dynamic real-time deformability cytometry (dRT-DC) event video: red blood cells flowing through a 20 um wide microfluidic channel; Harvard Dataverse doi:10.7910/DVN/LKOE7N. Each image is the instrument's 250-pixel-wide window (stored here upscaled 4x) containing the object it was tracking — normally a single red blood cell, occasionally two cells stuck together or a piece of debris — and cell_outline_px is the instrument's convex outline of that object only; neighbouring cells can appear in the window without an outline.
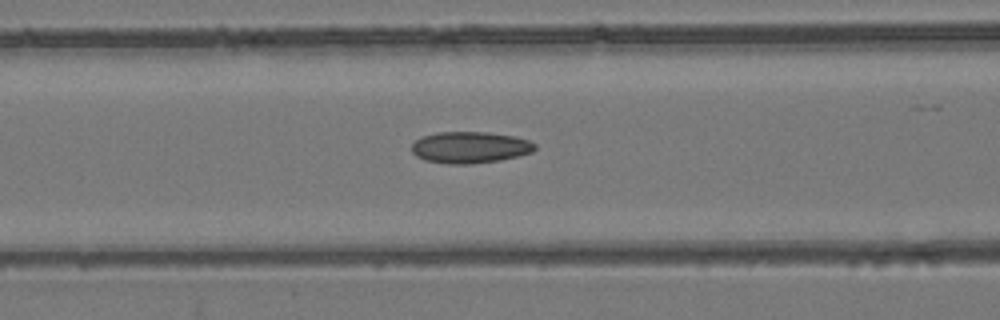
{"species": "common noctule bat (a hibernating species)", "species_latin": "Nyctalus noctula", "temperature_condition": "room temperature", "stored_images_in_passage": 54, "camera_frame_rate_fps": 3000, "um_per_image_px": 0.085, "animal": {"sex": "female", "body_mass_g": 24.6, "forearm_length_mm": 56.2}, "frame": {"image": 1, "passage_image": 23, "time_ms": 7.333, "image_size_px": [1000, 320], "cell_outline_px": [[536, 148], [532, 152], [500, 160], [472, 164], [448, 164], [424, 160], [416, 156], [412, 152], [412, 144], [420, 136], [436, 132], [488, 132], [516, 136], [528, 140], [536, 144]], "centroid_in_image_um": [39.93, 12.52], "position_along_channel_um": 126.7, "area_um2": 22.83}}
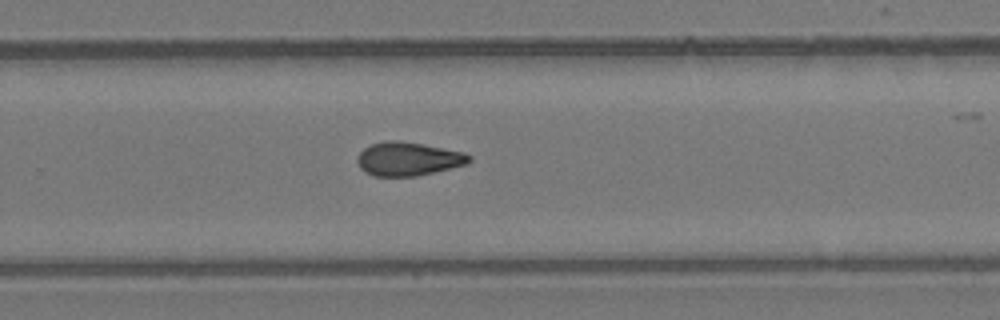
{"frame": {"image": 2, "passage_image": 36, "time_ms": 11.667, "image_size_px": [1000, 320], "cell_outline_px": [[472, 160], [468, 164], [416, 176], [372, 176], [364, 172], [360, 168], [356, 160], [356, 156], [364, 148], [372, 144], [384, 140], [396, 140], [420, 144], [464, 152], [472, 156]], "centroid_in_image_um": [34.67, 13.51], "position_along_channel_um": 295.1, "area_um2": 21.96}}
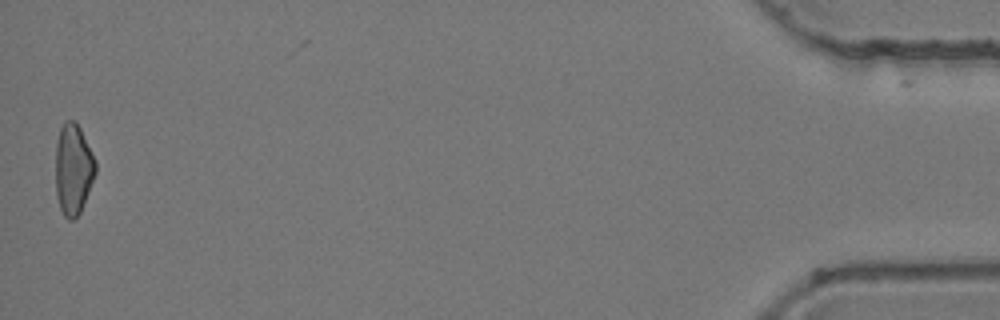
{"frame": {"image": 3, "passage_image": 54, "time_ms": 17.667, "image_size_px": [1000, 320], "cell_outline_px": [[96, 172], [80, 212], [72, 220], [68, 220], [64, 216], [60, 208], [56, 196], [56, 144], [60, 128], [64, 120], [76, 120], [96, 160]], "centroid_in_image_um": [6.22, 14.35], "position_along_channel_um": 429.0, "area_um2": 21.15}, "authors_computed_cell_mechanics": {"area_um2": 21.964, "velocity_mm_per_s": 3.8934, "shape_relaxation_time_tau1_ms": null, "shape_relaxation_time_tau2_ms": 4.6376, "deformation_change_tau1": null, "deformation_change_tau2": 0.1224}}